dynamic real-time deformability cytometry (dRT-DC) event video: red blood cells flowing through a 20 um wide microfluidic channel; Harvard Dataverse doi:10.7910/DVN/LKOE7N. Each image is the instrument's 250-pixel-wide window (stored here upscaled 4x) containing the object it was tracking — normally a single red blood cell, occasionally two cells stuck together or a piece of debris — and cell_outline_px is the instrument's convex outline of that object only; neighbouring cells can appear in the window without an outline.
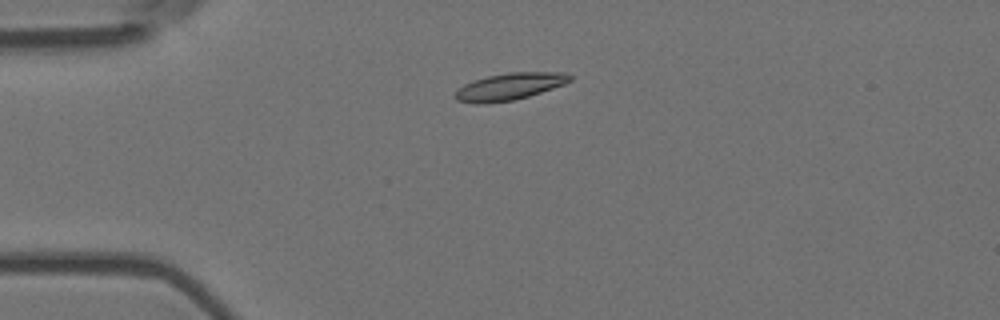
{"species": "Egyptian fruit bat (a non-hibernating species)", "species_latin": "Rousettus aegyptiacus", "temperature_condition": "room temperature", "stored_images_in_passage": 2, "camera_frame_rate_fps": 3000, "um_per_image_px": 0.085, "animal": {"sex": "female"}, "frame": {"image": 1, "passage_image": 1, "time_ms": 0.0, "image_size_px": [1000, 320], "cell_outline_px": [[572, 80], [564, 84], [528, 96], [512, 100], [488, 104], [476, 104], [456, 100], [452, 96], [464, 84], [488, 76], [508, 72], [564, 72], [572, 76]], "centroid_in_image_um": [43.3, 7.36], "position_along_channel_um": 41.7, "area_um2": 17.98}}